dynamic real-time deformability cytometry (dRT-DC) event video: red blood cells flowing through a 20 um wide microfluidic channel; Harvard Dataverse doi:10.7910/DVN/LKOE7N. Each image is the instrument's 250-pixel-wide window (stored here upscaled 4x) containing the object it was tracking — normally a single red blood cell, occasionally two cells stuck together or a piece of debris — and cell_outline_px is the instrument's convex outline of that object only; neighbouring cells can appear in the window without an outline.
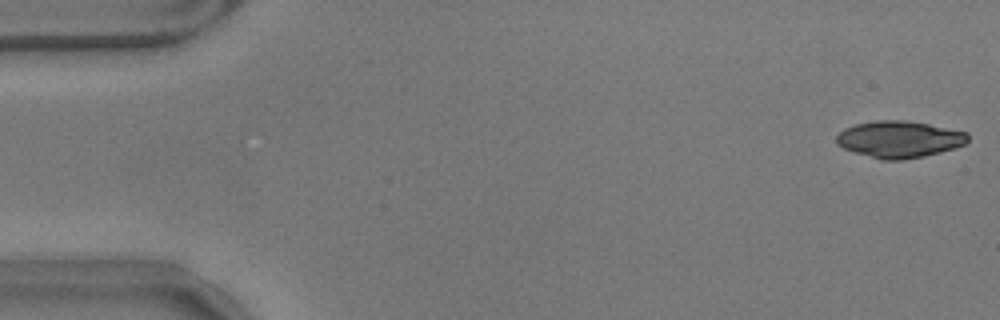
{"species": "common noctule bat (a hibernating species)", "species_latin": "Nyctalus noctula", "temperature_condition": "warm", "stored_images_in_passage": 16, "camera_frame_rate_fps": 3000, "um_per_image_px": 0.085, "animal": {"sex": "male", "body_mass_g": 17.9}, "frame": {"image": 1, "passage_image": 1, "time_ms": 0.0, "image_size_px": [1000, 320], "cell_outline_px": [[968, 140], [964, 144], [956, 148], [924, 156], [900, 160], [880, 160], [844, 148], [836, 144], [836, 136], [844, 128], [856, 124], [876, 120], [904, 120], [928, 124], [968, 132]], "centroid_in_image_um": [76.44, 11.84], "position_along_channel_um": 8.6, "area_um2": 28.09}}